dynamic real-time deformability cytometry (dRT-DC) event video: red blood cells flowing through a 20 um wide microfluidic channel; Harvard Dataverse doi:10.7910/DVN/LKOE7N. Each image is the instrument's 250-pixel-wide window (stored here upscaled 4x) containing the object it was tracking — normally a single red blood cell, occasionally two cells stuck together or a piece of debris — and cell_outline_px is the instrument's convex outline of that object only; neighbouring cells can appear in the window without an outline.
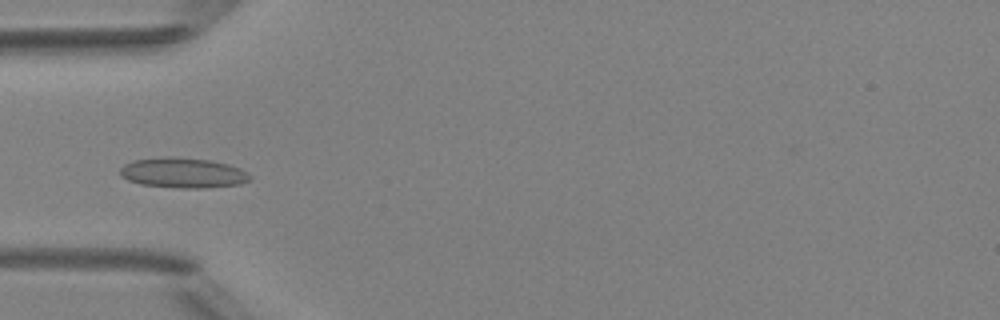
{"species": "Egyptian fruit bat (a non-hibernating species)", "species_latin": "Rousettus aegyptiacus", "temperature_condition": "room temperature", "stored_images_in_passage": 48, "camera_frame_rate_fps": 3000, "um_per_image_px": 0.085, "animal": {"sex": "female"}, "frame": {"image": 1, "passage_image": 15, "time_ms": 4.667, "image_size_px": [1000, 320], "cell_outline_px": [[252, 176], [248, 180], [240, 184], [204, 188], [180, 188], [140, 184], [128, 180], [120, 176], [120, 168], [124, 164], [132, 160], [164, 156], [172, 156], [208, 160], [228, 164], [240, 168]], "centroid_in_image_um": [15.52, 14.68], "position_along_channel_um": 69.5, "area_um2": 22.95}}
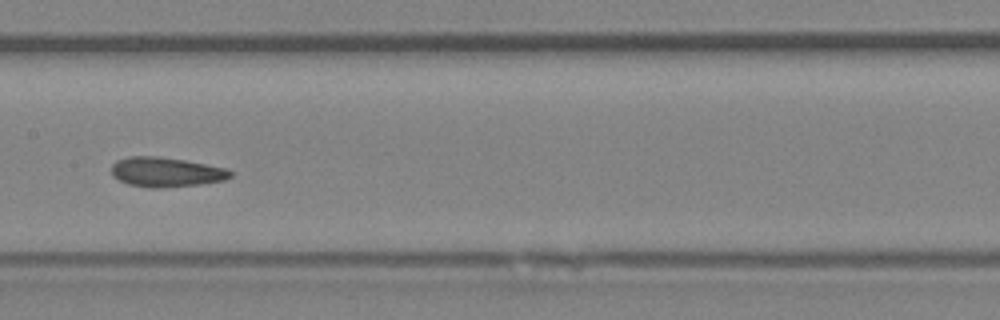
{"frame": {"image": 2, "passage_image": 24, "time_ms": 7.667, "image_size_px": [1000, 320], "cell_outline_px": [[232, 176], [224, 180], [200, 184], [160, 188], [152, 188], [128, 184], [112, 176], [112, 164], [116, 160], [128, 156], [156, 156], [184, 160], [228, 168], [232, 172]], "centroid_in_image_um": [14.11, 14.62], "position_along_channel_um": 193.3, "area_um2": 20.58}}
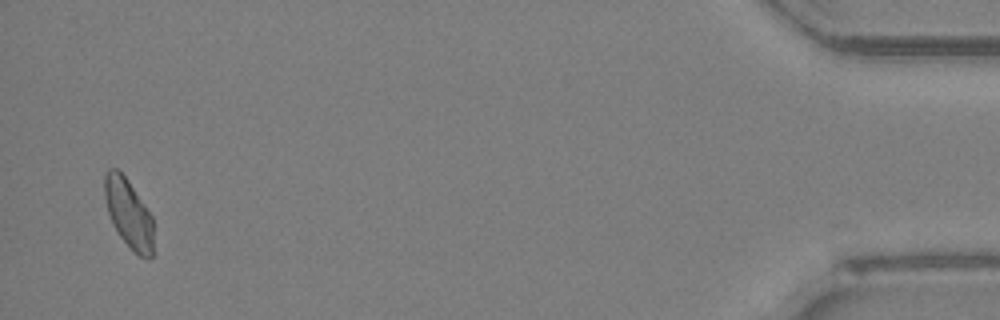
{"frame": {"image": 3, "passage_image": 47, "time_ms": 15.333, "image_size_px": [1000, 320], "cell_outline_px": [[152, 256], [140, 256], [120, 236], [112, 224], [108, 212], [104, 196], [104, 176], [108, 168], [116, 168], [128, 180], [152, 216]], "centroid_in_image_um": [10.89, 18.08], "position_along_channel_um": 424.3, "area_um2": 19.13}, "authors_computed_cell_mechanics": {"area_um2": 20.4901, "velocity_mm_per_s": 4.1469, "shape_relaxation_time_tau1_ms": null, "shape_relaxation_time_tau2_ms": 2.2219, "deformation_change_tau1": null, "deformation_change_tau2": 0.0674}}